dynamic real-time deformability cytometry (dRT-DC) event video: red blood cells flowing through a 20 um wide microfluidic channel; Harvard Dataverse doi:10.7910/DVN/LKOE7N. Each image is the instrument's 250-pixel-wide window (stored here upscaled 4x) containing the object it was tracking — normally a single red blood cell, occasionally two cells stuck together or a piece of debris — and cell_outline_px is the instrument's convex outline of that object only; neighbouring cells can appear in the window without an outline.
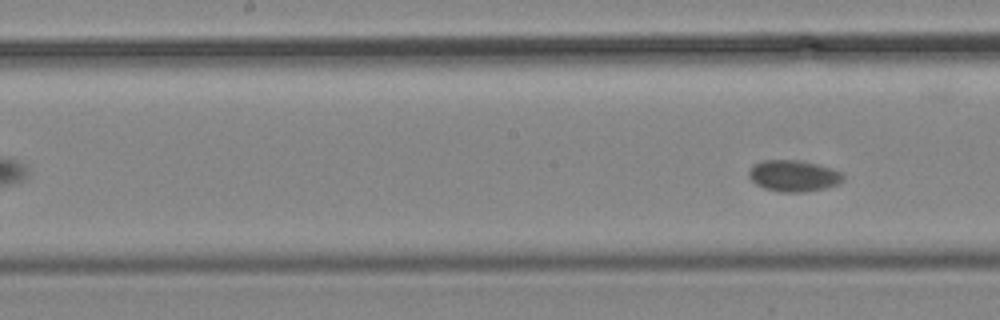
{"species": "common noctule bat (a hibernating species)", "species_latin": "Nyctalus noctula", "temperature_condition": "cold", "stored_images_in_passage": 17, "segment_of_instrument_passage": [2, 2], "camera_frame_rate_fps": 3000, "um_per_image_px": 0.085, "animal": {"sex": "male", "body_mass_g": 19.2, "forearm_length_mm": 51.8}, "frame": {"image": 1, "passage_image": 17, "time_ms": 20.0, "image_size_px": [1000, 320], "cell_outline_px": [[844, 180], [840, 184], [824, 188], [804, 192], [780, 192], [764, 188], [756, 184], [748, 176], [748, 172], [756, 164], [764, 160], [796, 160], [816, 164], [832, 168], [840, 172], [844, 176]], "centroid_in_image_um": [67.48, 14.96], "position_along_channel_um": 180.7, "area_um2": 17.11}}